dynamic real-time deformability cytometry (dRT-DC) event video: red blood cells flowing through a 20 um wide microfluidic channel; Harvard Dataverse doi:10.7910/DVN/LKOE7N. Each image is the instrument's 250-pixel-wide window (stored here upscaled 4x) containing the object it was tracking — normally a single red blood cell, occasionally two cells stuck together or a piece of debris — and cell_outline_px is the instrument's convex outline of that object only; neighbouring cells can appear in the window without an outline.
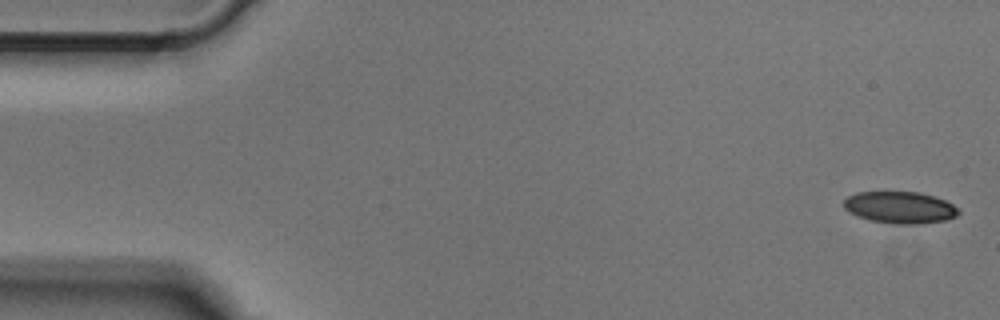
{"species": "Egyptian fruit bat (a non-hibernating species)", "species_latin": "Rousettus aegyptiacus", "temperature_condition": "cold", "stored_images_in_passage": 8, "camera_frame_rate_fps": 3000, "um_per_image_px": 0.085, "animal": {"sex": "male"}, "frame": {"image": 1, "passage_image": 1, "time_ms": 0.0, "image_size_px": [1000, 320], "cell_outline_px": [[960, 212], [956, 216], [944, 220], [920, 224], [892, 224], [868, 220], [856, 216], [848, 212], [844, 208], [844, 200], [848, 196], [856, 192], [920, 192], [944, 200], [952, 204]], "centroid_in_image_um": [76.45, 17.64], "position_along_channel_um": 8.6, "area_um2": 21.33}}